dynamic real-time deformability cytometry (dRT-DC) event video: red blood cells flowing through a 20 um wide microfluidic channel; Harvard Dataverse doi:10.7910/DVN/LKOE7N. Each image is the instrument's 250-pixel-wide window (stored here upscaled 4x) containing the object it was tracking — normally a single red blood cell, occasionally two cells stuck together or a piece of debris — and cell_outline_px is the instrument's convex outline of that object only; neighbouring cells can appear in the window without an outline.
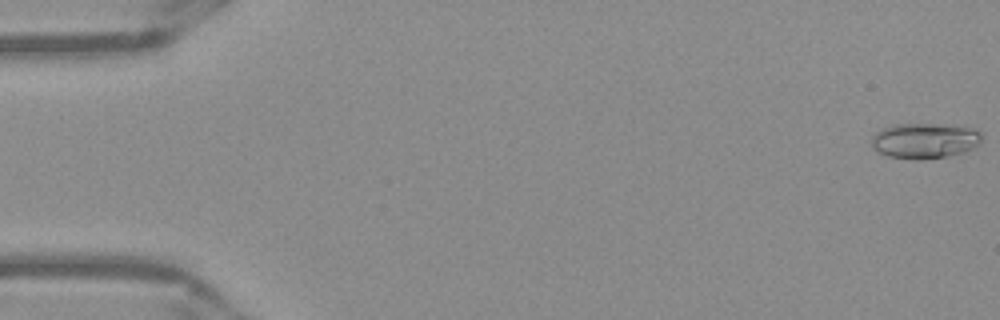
{"species": "Egyptian fruit bat (a non-hibernating species)", "species_latin": "Rousettus aegyptiacus", "temperature_condition": "warm", "stored_images_in_passage": 52, "camera_frame_rate_fps": 3000, "um_per_image_px": 0.085, "frame": {"image": 1, "passage_image": 1, "time_ms": 0.0, "image_size_px": [1000, 320], "cell_outline_px": [[980, 144], [964, 152], [944, 156], [920, 160], [912, 160], [888, 156], [872, 148], [872, 136], [876, 132], [884, 128], [896, 124], [940, 124], [972, 128], [980, 132]], "centroid_in_image_um": [78.58, 11.96], "position_along_channel_um": 6.4, "area_um2": 22.6}}
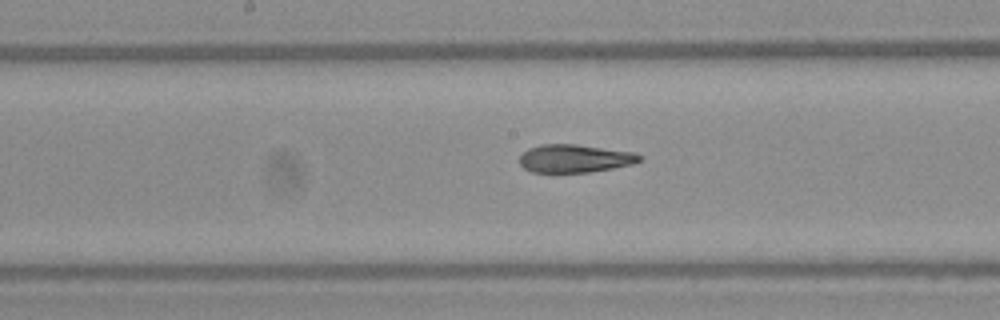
{"frame": {"image": 2, "passage_image": 27, "time_ms": 8.667, "image_size_px": [1000, 320], "cell_outline_px": [[644, 156], [640, 160], [632, 164], [612, 168], [588, 172], [532, 172], [524, 168], [520, 164], [520, 156], [528, 148], [540, 144], [576, 144], [636, 152]], "centroid_in_image_um": [48.87, 13.46], "position_along_channel_um": 199.3, "area_um2": 19.65}}
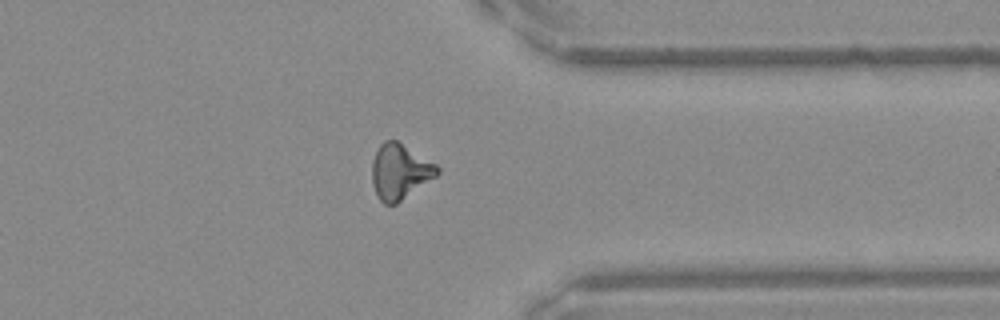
{"frame": {"image": 3, "passage_image": 41, "time_ms": 13.333, "image_size_px": [1000, 320], "cell_outline_px": [[440, 172], [436, 176], [396, 204], [384, 204], [376, 196], [372, 184], [372, 160], [380, 144], [384, 140], [396, 140], [436, 164], [440, 168]], "centroid_in_image_um": [33.96, 14.59], "position_along_channel_um": 377.4, "area_um2": 20.92}, "authors_computed_cell_mechanics": {"area_um2": 19.9988, "velocity_mm_per_s": 3.9449, "shape_relaxation_time_tau1_ms": 8.6286, "shape_relaxation_time_tau2_ms": 2.0982, "deformation_change_tau1": 0.2438, "deformation_change_tau2": 0.1069}}